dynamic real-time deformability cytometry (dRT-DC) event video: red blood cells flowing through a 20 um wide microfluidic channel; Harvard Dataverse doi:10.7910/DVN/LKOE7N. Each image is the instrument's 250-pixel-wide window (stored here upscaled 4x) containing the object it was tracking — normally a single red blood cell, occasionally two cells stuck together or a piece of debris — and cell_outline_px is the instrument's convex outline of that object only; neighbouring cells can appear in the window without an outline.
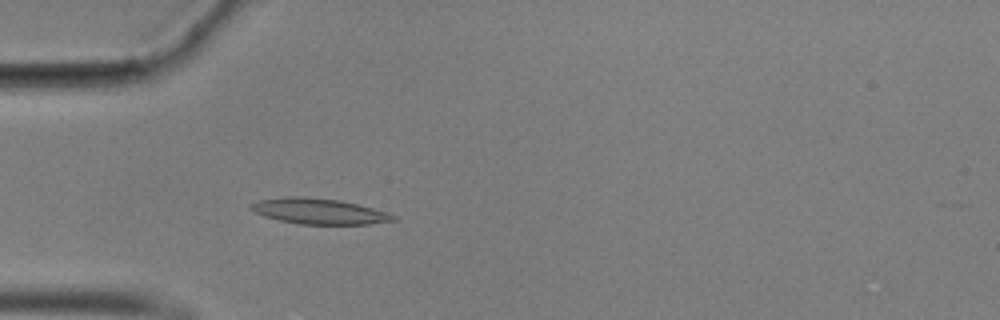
{"species": "common noctule bat (a hibernating species)", "species_latin": "Nyctalus noctula", "temperature_condition": "cold", "stored_images_in_passage": 58, "camera_frame_rate_fps": 3000, "um_per_image_px": 0.085, "animal": {"sex": "male", "body_mass_g": 17.9}, "frame": {"image": 1, "passage_image": 18, "time_ms": 5.667, "image_size_px": [1000, 320], "cell_outline_px": [[400, 220], [368, 224], [300, 224], [280, 220], [264, 216], [248, 208], [248, 204], [260, 200], [288, 196], [304, 196], [340, 200], [388, 212], [396, 216]], "centroid_in_image_um": [27.13, 17.95], "position_along_channel_um": 57.9, "area_um2": 21.33}}
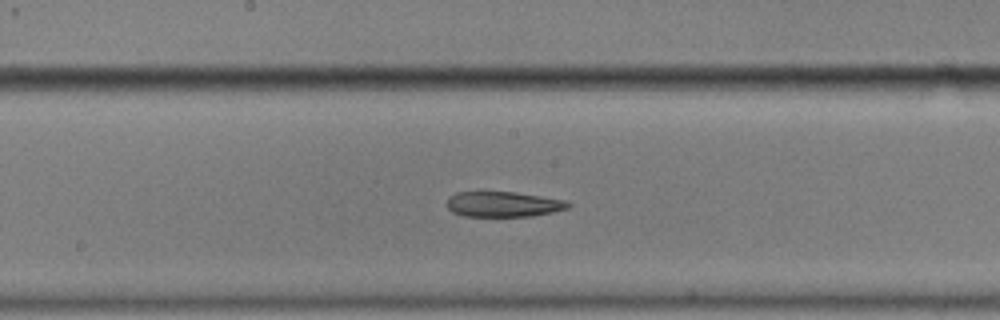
{"frame": {"image": 2, "passage_image": 31, "time_ms": 10.0, "image_size_px": [1000, 320], "cell_outline_px": [[572, 204], [568, 208], [552, 212], [532, 216], [464, 216], [452, 212], [444, 204], [448, 196], [456, 192], [516, 192], [568, 200]], "centroid_in_image_um": [42.76, 17.35], "position_along_channel_um": 205.4, "area_um2": 18.15}}
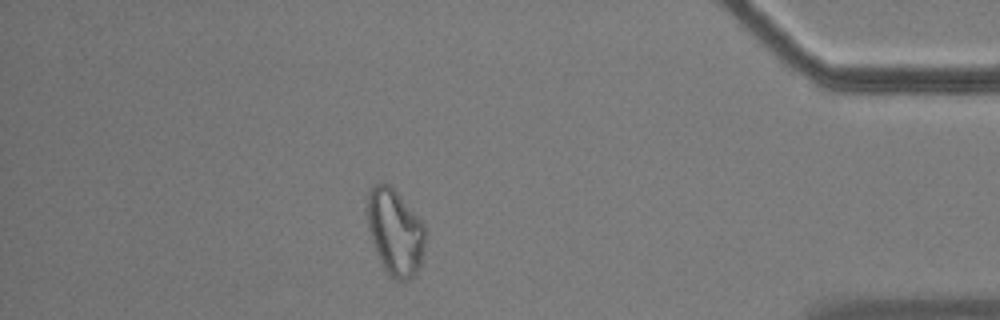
{"frame": {"image": 3, "passage_image": 51, "time_ms": 16.667, "image_size_px": [1000, 320], "cell_outline_px": [[428, 232], [424, 252], [420, 268], [412, 280], [396, 280], [388, 276], [380, 260], [372, 240], [368, 228], [364, 208], [368, 192], [372, 184], [388, 184], [400, 196], [424, 224]], "centroid_in_image_um": [33.59, 19.75], "position_along_channel_um": 401.6, "area_um2": 29.82}}